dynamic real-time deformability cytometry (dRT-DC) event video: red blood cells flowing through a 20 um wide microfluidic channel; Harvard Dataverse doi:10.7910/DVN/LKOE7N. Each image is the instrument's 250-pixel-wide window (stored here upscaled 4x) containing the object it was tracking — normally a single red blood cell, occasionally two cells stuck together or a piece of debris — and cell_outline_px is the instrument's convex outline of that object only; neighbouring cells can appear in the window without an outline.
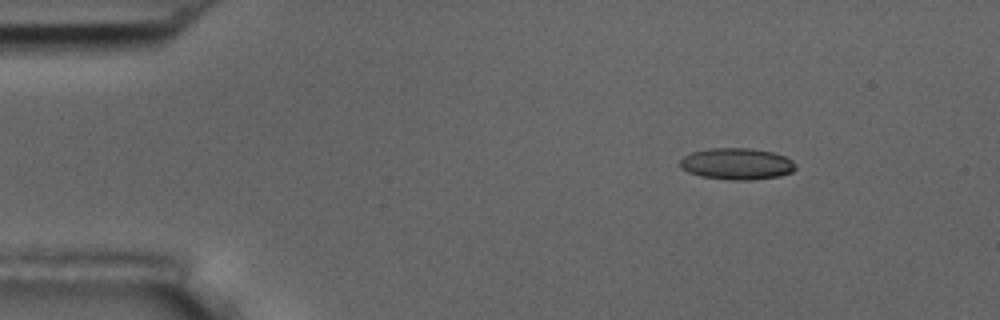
{"species": "common noctule bat (a hibernating species)", "species_latin": "Nyctalus noctula", "temperature_condition": "room temperature", "stored_images_in_passage": 4, "camera_frame_rate_fps": 3000, "um_per_image_px": 0.085, "animal": {"sex": "male", "body_mass_g": 17.5, "forearm_length_mm": 52.3}, "frame": {"image": 1, "passage_image": 2, "time_ms": 1.0, "image_size_px": [1000, 320], "cell_outline_px": [[796, 168], [792, 172], [780, 176], [752, 180], [728, 180], [700, 176], [688, 172], [680, 168], [680, 160], [684, 156], [692, 152], [708, 148], [748, 148], [772, 152], [784, 156], [792, 160], [796, 164]], "centroid_in_image_um": [62.62, 13.93], "position_along_channel_um": 22.4, "area_um2": 21.39}}